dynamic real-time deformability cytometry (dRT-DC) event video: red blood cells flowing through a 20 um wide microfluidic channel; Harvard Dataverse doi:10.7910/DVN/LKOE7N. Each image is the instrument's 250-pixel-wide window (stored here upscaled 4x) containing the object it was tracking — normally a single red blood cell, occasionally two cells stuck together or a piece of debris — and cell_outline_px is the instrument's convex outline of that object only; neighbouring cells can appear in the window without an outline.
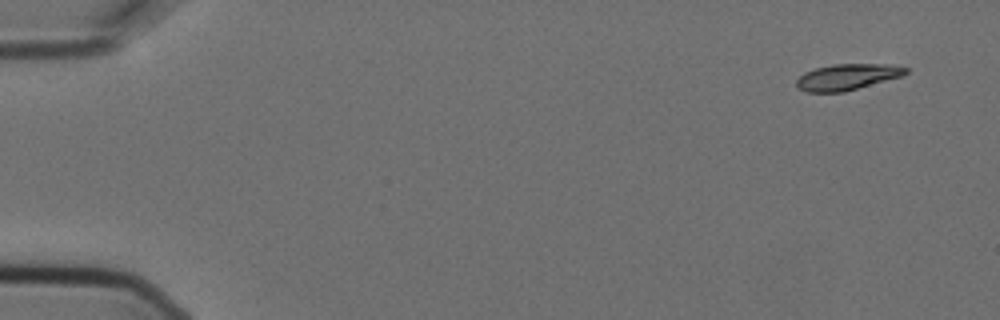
{"species": "Egyptian fruit bat (a non-hibernating species)", "species_latin": "Rousettus aegyptiacus", "temperature_condition": "cold", "stored_images_in_passage": 4, "camera_frame_rate_fps": 3000, "um_per_image_px": 0.085, "animal": {"sex": "female"}, "frame": {"image": 1, "passage_image": 1, "time_ms": 0.0, "image_size_px": [1000, 320], "cell_outline_px": [[908, 72], [904, 76], [844, 92], [808, 92], [796, 88], [796, 80], [804, 72], [816, 68], [832, 64], [888, 64], [908, 68]], "centroid_in_image_um": [72.02, 6.54], "position_along_channel_um": 13.0, "area_um2": 16.76}}
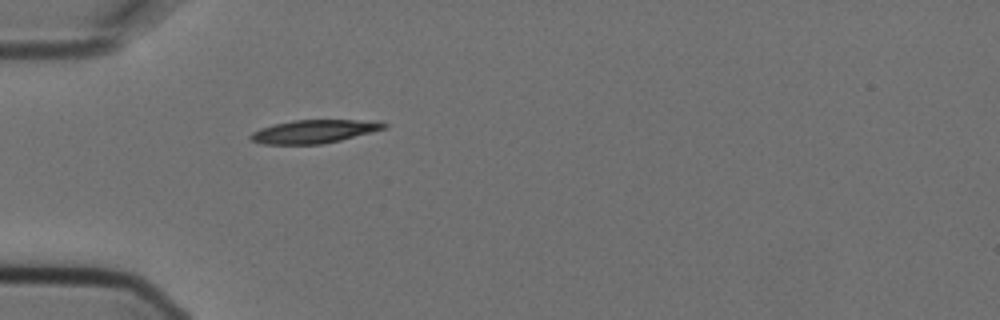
{"frame": {"image": 2, "passage_image": 4, "time_ms": 1.0, "image_size_px": [1000, 320], "cell_outline_px": [[388, 124], [384, 128], [372, 132], [340, 140], [320, 144], [264, 144], [252, 140], [248, 136], [252, 132], [260, 128], [292, 120], [380, 120]], "centroid_in_image_um": [26.72, 11.16], "position_along_channel_um": 58.3, "area_um2": 18.03}}